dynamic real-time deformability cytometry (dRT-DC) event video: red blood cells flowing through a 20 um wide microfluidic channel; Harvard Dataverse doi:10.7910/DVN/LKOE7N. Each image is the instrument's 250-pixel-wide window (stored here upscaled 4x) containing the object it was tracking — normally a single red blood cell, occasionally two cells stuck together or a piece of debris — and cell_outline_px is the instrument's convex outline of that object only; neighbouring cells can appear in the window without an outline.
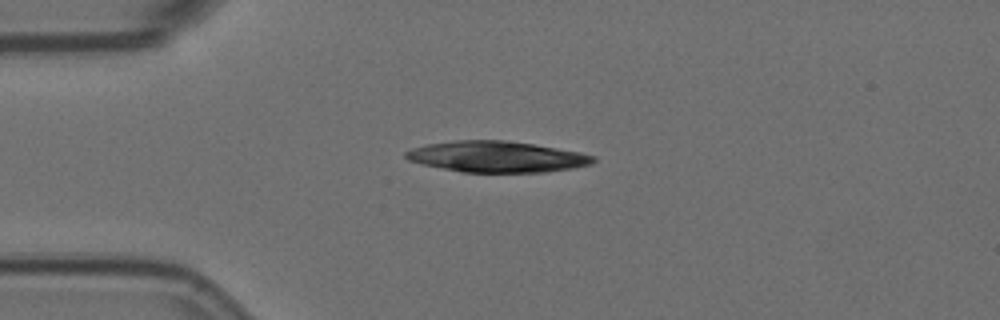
{"species": "Egyptian fruit bat (a non-hibernating species)", "species_latin": "Rousettus aegyptiacus", "temperature_condition": "room temperature", "stored_images_in_passage": 18, "camera_frame_rate_fps": 3000, "um_per_image_px": 0.085, "animal": {"sex": "female"}, "frame": {"image": 1, "passage_image": 12, "time_ms": 3.667, "image_size_px": [1000, 320], "cell_outline_px": [[596, 160], [592, 164], [572, 168], [544, 172], [460, 172], [420, 164], [408, 160], [404, 156], [404, 152], [412, 148], [424, 144], [452, 140], [504, 140], [532, 144], [580, 152], [596, 156]], "centroid_in_image_um": [42.18, 13.32], "position_along_channel_um": 42.8, "area_um2": 34.1}}